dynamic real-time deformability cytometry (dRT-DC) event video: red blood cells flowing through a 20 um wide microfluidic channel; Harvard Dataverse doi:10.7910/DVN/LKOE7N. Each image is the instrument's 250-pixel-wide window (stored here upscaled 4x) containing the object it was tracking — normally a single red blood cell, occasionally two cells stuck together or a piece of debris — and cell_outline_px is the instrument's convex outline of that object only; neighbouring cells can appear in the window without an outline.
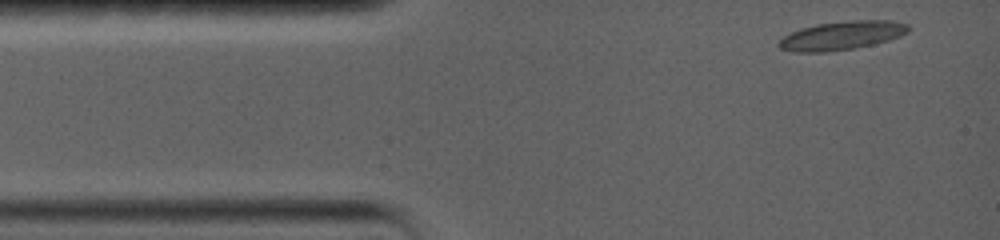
{"species": "common noctule bat (a hibernating species)", "species_latin": "Nyctalus noctula", "temperature_condition": "warm", "stored_images_in_passage": 37, "camera_frame_rate_fps": 5000, "um_per_image_px": 0.085, "animal": {"sex": "female", "body_mass_g": 19.0, "forearm_length_mm": 56.7}, "frame": {"image": 1, "passage_image": 1, "time_ms": 0.0, "image_size_px": [1000, 240], "cell_outline_px": [[908, 32], [900, 36], [888, 40], [872, 44], [852, 48], [824, 52], [792, 52], [780, 48], [776, 44], [784, 36], [792, 32], [816, 24], [852, 20], [892, 20], [908, 24]], "centroid_in_image_um": [71.55, 3.01], "position_along_channel_um": 13.5, "area_um2": 21.39}}
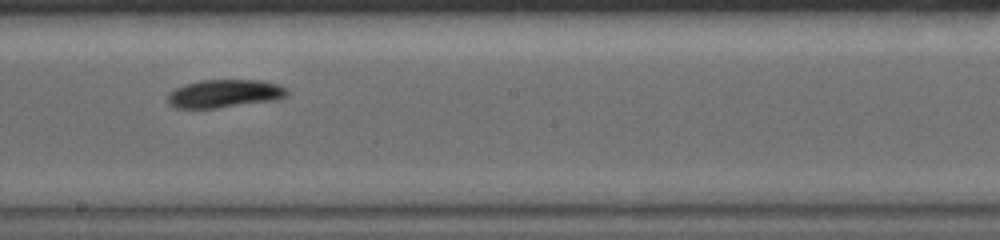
{"frame": {"image": 2, "passage_image": 22, "time_ms": 7.6, "image_size_px": [1000, 240], "cell_outline_px": [[288, 96], [280, 100], [216, 108], [176, 108], [168, 104], [168, 92], [184, 84], [200, 80], [260, 80], [280, 84], [288, 88]], "centroid_in_image_um": [19.14, 7.95], "position_along_channel_um": 229.1, "area_um2": 19.94}}
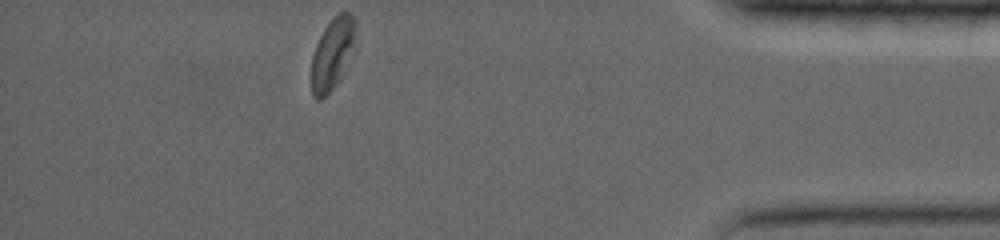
{"frame": {"image": 3, "passage_image": 37, "time_ms": 13.8, "image_size_px": [1000, 240], "cell_outline_px": [[356, 28], [352, 44], [340, 76], [336, 84], [320, 100], [316, 100], [312, 96], [312, 56], [316, 44], [324, 28], [340, 12], [348, 12], [356, 20]], "centroid_in_image_um": [28.21, 4.55], "position_along_channel_um": 407.0, "area_um2": 17.46}, "authors_computed_cell_mechanics": {"area_um2": 19.8832, "velocity_mm_per_s": 3.5656, "shape_relaxation_time_tau1_ms": 4.9353, "shape_relaxation_time_tau2_ms": null, "deformation_change_tau1": 0.1639, "deformation_change_tau2": null}}